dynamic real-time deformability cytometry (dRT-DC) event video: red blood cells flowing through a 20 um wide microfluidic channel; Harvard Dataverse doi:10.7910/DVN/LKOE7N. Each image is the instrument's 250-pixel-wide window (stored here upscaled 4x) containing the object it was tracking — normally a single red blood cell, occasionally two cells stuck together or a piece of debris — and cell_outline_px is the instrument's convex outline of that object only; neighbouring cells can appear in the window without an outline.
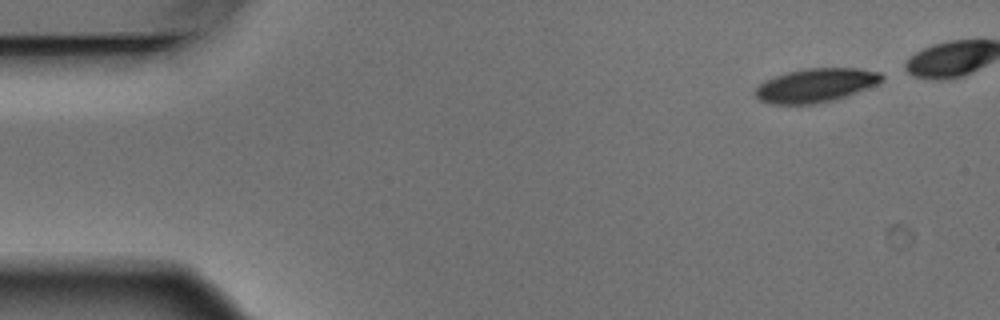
{"species": "Egyptian fruit bat (a non-hibernating species)", "species_latin": "Rousettus aegyptiacus", "temperature_condition": "warm", "stored_images_in_passage": 4, "camera_frame_rate_fps": 3000, "um_per_image_px": 0.085, "animal": {"sex": "male"}, "frame": {"image": 1, "passage_image": 1, "time_ms": 0.0, "image_size_px": [1000, 320], "cell_outline_px": [[884, 80], [876, 84], [856, 92], [832, 100], [816, 104], [768, 104], [760, 100], [752, 92], [764, 80], [788, 72], [808, 68], [860, 68], [880, 72], [884, 76]], "centroid_in_image_um": [69.32, 7.25], "position_along_channel_um": 15.7, "area_um2": 24.85}}